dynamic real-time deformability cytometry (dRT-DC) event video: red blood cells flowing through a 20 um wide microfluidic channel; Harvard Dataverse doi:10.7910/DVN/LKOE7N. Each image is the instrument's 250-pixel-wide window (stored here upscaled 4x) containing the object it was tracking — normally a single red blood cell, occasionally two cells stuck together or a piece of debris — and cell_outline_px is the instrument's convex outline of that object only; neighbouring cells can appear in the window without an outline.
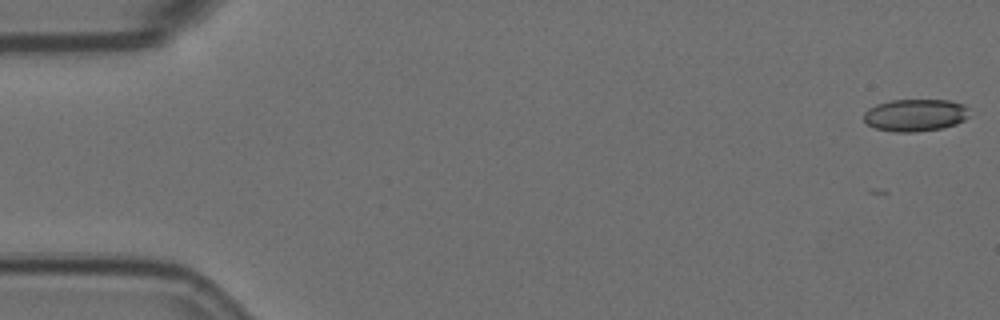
{"species": "Egyptian fruit bat (a non-hibernating species)", "species_latin": "Rousettus aegyptiacus", "temperature_condition": "room temperature", "stored_images_in_passage": 5, "camera_frame_rate_fps": 3000, "um_per_image_px": 0.085, "animal": {"sex": "female"}, "frame": {"image": 1, "passage_image": 1, "time_ms": 0.0, "image_size_px": [1000, 320], "cell_outline_px": [[972, 116], [956, 124], [940, 128], [916, 132], [892, 132], [876, 128], [868, 124], [864, 120], [864, 112], [868, 108], [876, 104], [892, 100], [952, 100], [964, 104], [968, 108]], "centroid_in_image_um": [77.84, 9.78], "position_along_channel_um": 7.2, "area_um2": 20.11}}
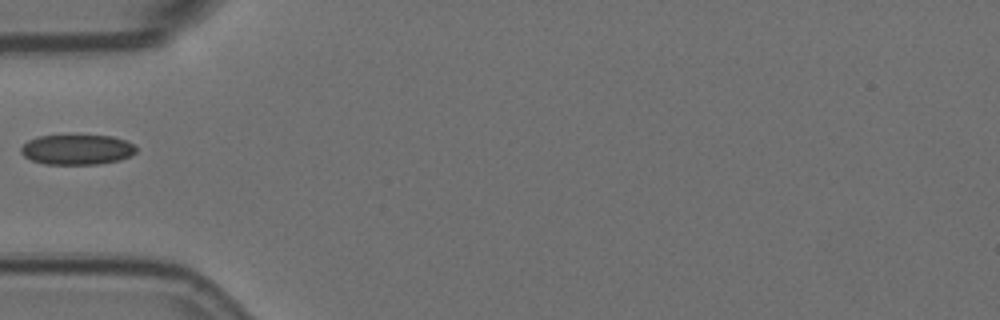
{"frame": {"image": 2, "passage_image": 5, "time_ms": 1.333, "image_size_px": [1000, 320], "cell_outline_px": [[136, 152], [120, 160], [96, 164], [44, 164], [32, 160], [24, 156], [20, 152], [20, 148], [28, 140], [40, 136], [112, 136], [124, 140], [132, 144], [136, 148]], "centroid_in_image_um": [6.52, 12.72], "position_along_channel_um": 78.5, "area_um2": 19.94}}